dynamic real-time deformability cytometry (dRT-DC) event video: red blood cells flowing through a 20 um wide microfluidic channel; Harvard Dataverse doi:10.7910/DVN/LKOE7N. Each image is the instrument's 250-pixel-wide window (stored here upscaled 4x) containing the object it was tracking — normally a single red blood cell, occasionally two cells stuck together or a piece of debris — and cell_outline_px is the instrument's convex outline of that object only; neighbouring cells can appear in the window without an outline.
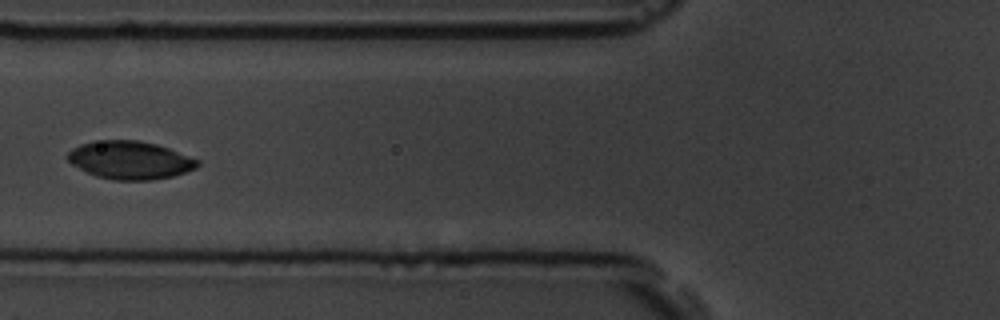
{"species": "common noctule bat (a hibernating species)", "species_latin": "Nyctalus noctula", "temperature_condition": "room temperature", "stored_images_in_passage": 4, "camera_frame_rate_fps": 3000, "um_per_image_px": 0.085, "animal": {"sex": "male", "body_mass_g": 19.5, "forearm_length_mm": 54.6}, "frame": {"image": 1, "passage_image": 3, "time_ms": 2.333, "image_size_px": [1000, 320], "cell_outline_px": [[200, 164], [196, 168], [172, 176], [152, 180], [112, 180], [96, 176], [72, 164], [68, 160], [68, 152], [72, 148], [80, 144], [92, 140], [140, 140], [156, 144], [168, 148], [200, 160]], "centroid_in_image_um": [11.05, 13.6], "position_along_channel_um": 114.8, "area_um2": 28.78}}
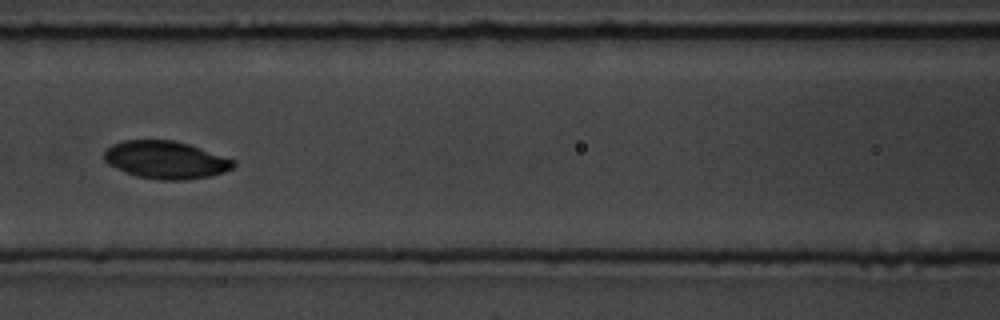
{"frame": {"image": 2, "passage_image": 4, "time_ms": 3.333, "image_size_px": [1000, 320], "cell_outline_px": [[236, 164], [232, 168], [224, 172], [212, 176], [184, 180], [160, 180], [136, 176], [116, 168], [108, 164], [104, 160], [104, 152], [112, 144], [124, 140], [172, 140], [188, 144], [236, 160]], "centroid_in_image_um": [14.1, 13.6], "position_along_channel_um": 152.5, "area_um2": 28.38}}